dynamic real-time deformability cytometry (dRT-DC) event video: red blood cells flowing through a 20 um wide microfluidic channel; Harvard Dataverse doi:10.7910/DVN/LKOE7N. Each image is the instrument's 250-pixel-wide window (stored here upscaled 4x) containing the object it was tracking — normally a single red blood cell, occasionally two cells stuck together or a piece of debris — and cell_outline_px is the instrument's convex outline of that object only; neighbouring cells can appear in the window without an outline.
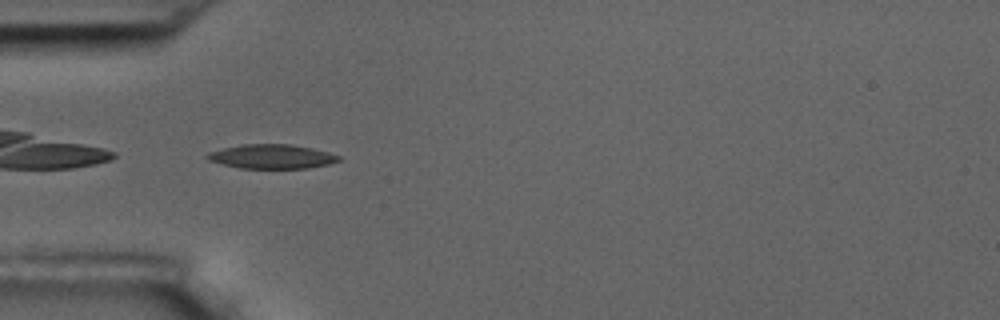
{"species": "common noctule bat (a hibernating species)", "species_latin": "Nyctalus noctula", "temperature_condition": "room temperature", "stored_images_in_passage": 41, "camera_frame_rate_fps": 3000, "um_per_image_px": 0.085, "animal": {"sex": "male", "body_mass_g": 17.5, "forearm_length_mm": 52.3}, "frame": {"image": 1, "passage_image": 1, "time_ms": 0.0, "image_size_px": [1000, 320], "cell_outline_px": [[340, 160], [328, 164], [308, 168], [240, 168], [208, 160], [204, 156], [208, 152], [240, 144], [292, 144], [312, 148], [328, 152], [340, 156]], "centroid_in_image_um": [23.08, 13.29], "position_along_channel_um": 61.9, "area_um2": 18.5}}
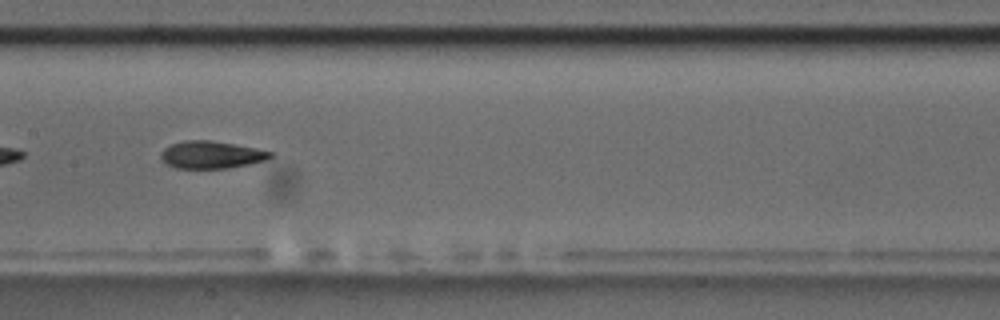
{"frame": {"image": 2, "passage_image": 12, "time_ms": 3.667, "image_size_px": [1000, 320], "cell_outline_px": [[272, 156], [264, 160], [248, 164], [228, 168], [176, 168], [168, 164], [160, 156], [160, 152], [168, 144], [184, 140], [212, 140], [256, 148], [272, 152]], "centroid_in_image_um": [17.92, 13.14], "position_along_channel_um": 189.5, "area_um2": 17.4}}
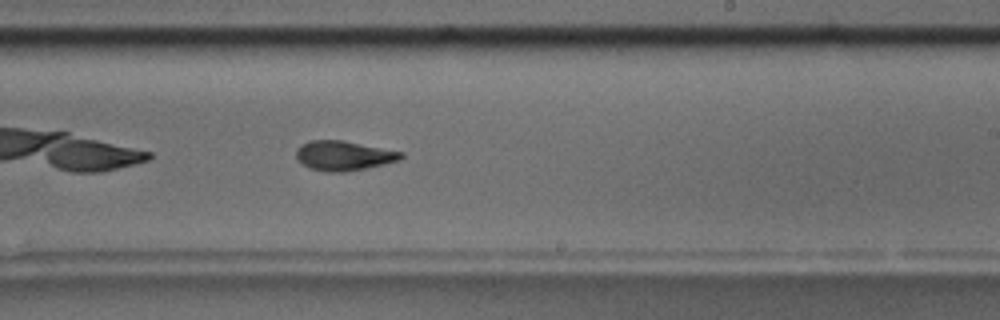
{"frame": {"image": 3, "passage_image": 18, "time_ms": 5.667, "image_size_px": [1000, 320], "cell_outline_px": [[404, 156], [400, 160], [384, 164], [364, 168], [340, 172], [332, 172], [312, 168], [304, 164], [296, 156], [296, 148], [300, 144], [308, 140], [344, 140], [404, 152]], "centroid_in_image_um": [29.23, 13.2], "position_along_channel_um": 259.8, "area_um2": 17.98}, "authors_computed_cell_mechanics": {"area_um2": 17.9758, "velocity_mm_per_s": 3.5317, "shape_relaxation_time_tau1_ms": 4.2913, "shape_relaxation_time_tau2_ms": 3.9705, "deformation_change_tau1": 0.1649, "deformation_change_tau2": 0.0997}}